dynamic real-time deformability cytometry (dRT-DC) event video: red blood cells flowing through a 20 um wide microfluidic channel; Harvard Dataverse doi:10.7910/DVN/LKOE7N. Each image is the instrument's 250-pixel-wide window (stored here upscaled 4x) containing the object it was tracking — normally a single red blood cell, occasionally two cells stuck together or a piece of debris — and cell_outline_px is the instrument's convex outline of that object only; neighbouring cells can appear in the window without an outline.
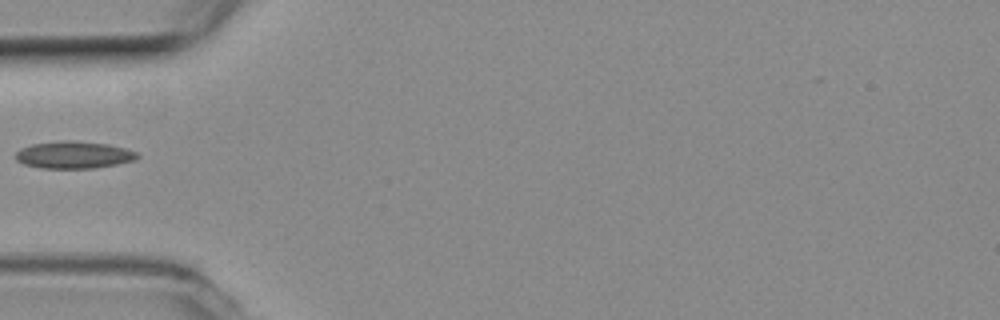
{"species": "common noctule bat (a hibernating species)", "species_latin": "Nyctalus noctula", "temperature_condition": "room temperature", "stored_images_in_passage": 2, "camera_frame_rate_fps": 3000, "um_per_image_px": 0.085, "animal": {"sex": "female", "body_mass_g": 19.3, "forearm_length_mm": 54.1}, "frame": {"image": 1, "passage_image": 1, "time_ms": 0.0, "image_size_px": [1000, 320], "cell_outline_px": [[140, 156], [136, 160], [96, 168], [40, 168], [24, 164], [16, 160], [16, 152], [20, 148], [32, 144], [60, 140], [64, 140], [108, 144], [124, 148], [136, 152]], "centroid_in_image_um": [6.26, 13.17], "position_along_channel_um": 78.7, "area_um2": 19.25}}
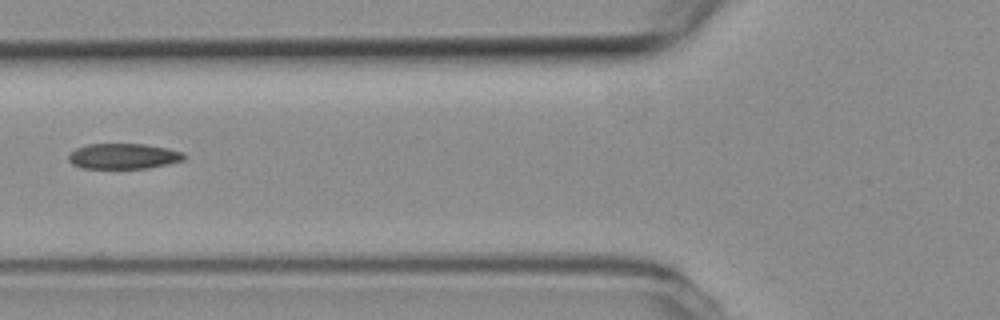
{"frame": {"image": 2, "passage_image": 2, "time_ms": 0.333, "image_size_px": [1000, 320], "cell_outline_px": [[184, 160], [168, 164], [148, 168], [80, 168], [72, 164], [68, 160], [68, 156], [76, 148], [88, 144], [144, 144], [168, 148], [184, 152]], "centroid_in_image_um": [10.49, 13.28], "position_along_channel_um": 115.3, "area_um2": 17.17}}